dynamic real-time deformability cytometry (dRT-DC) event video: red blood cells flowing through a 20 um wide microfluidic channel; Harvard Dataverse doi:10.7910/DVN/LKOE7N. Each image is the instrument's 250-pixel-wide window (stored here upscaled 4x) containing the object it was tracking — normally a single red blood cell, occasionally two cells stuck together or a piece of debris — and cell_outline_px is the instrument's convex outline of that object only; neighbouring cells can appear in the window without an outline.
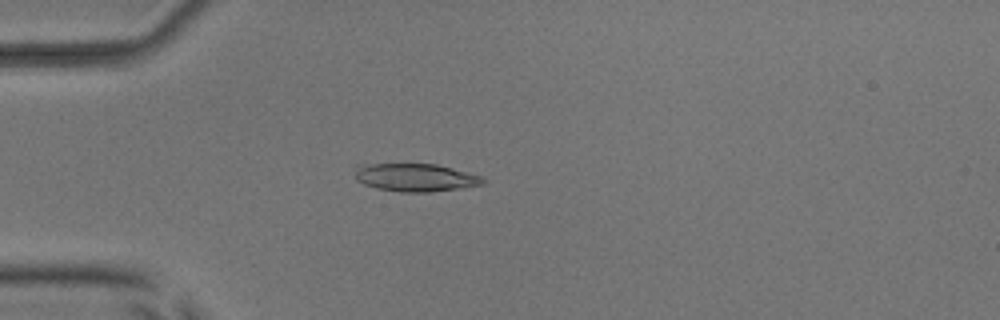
{"species": "common noctule bat (a hibernating species)", "species_latin": "Nyctalus noctula", "temperature_condition": "room temperature", "stored_images_in_passage": 51, "camera_frame_rate_fps": 3000, "um_per_image_px": 0.085, "animal": {"sex": "male", "body_mass_g": 17.9, "forearm_length_mm": 54.2}, "frame": {"image": 1, "passage_image": 14, "time_ms": 4.333, "image_size_px": [1000, 320], "cell_outline_px": [[488, 180], [484, 184], [460, 188], [432, 192], [400, 192], [376, 188], [364, 184], [356, 180], [352, 164], [436, 164], [452, 168], [480, 176]], "centroid_in_image_um": [35.25, 15.08], "position_along_channel_um": 49.7, "area_um2": 21.1}}
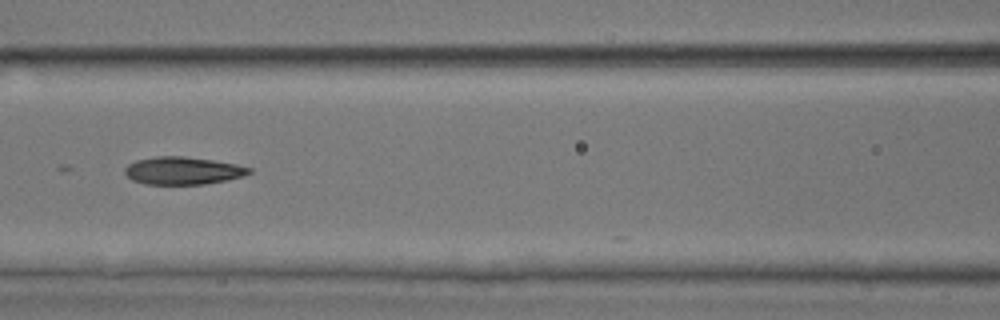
{"frame": {"image": 2, "passage_image": 23, "time_ms": 7.333, "image_size_px": [1000, 320], "cell_outline_px": [[252, 172], [244, 176], [204, 184], [144, 184], [132, 180], [124, 172], [124, 168], [128, 164], [136, 160], [156, 156], [184, 156], [212, 160], [236, 164], [252, 168]], "centroid_in_image_um": [15.53, 14.5], "position_along_channel_um": 151.1, "area_um2": 20.0}}
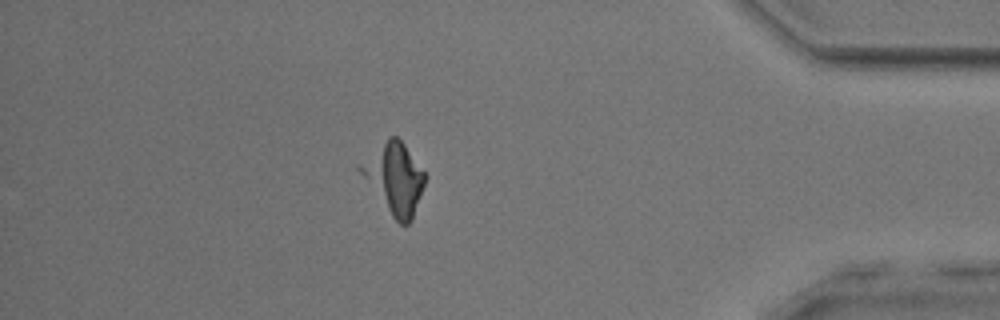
{"frame": {"image": 3, "passage_image": 45, "time_ms": 14.667, "image_size_px": [1000, 320], "cell_outline_px": [[424, 184], [412, 220], [408, 224], [400, 224], [392, 216], [356, 168], [356, 164], [388, 136], [396, 136], [404, 144], [424, 172]], "centroid_in_image_um": [33.48, 15.12], "position_along_channel_um": 401.7, "area_um2": 26.07}}